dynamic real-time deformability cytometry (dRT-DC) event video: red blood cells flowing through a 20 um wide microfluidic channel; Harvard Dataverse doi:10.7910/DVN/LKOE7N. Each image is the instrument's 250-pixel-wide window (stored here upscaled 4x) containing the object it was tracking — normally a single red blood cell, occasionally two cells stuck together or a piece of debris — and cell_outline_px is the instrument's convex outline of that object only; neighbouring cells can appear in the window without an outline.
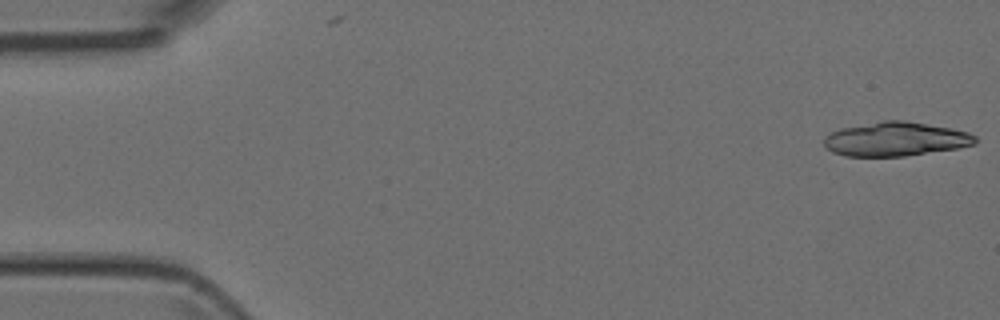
{"species": "Egyptian fruit bat (a non-hibernating species)", "species_latin": "Rousettus aegyptiacus", "temperature_condition": "room temperature", "stored_images_in_passage": 5, "camera_frame_rate_fps": 3000, "um_per_image_px": 0.085, "animal": {"sex": "female"}, "frame": {"image": 1, "passage_image": 1, "time_ms": 0.0, "image_size_px": [1000, 320], "cell_outline_px": [[976, 144], [956, 148], [904, 156], [844, 156], [832, 152], [824, 144], [824, 136], [840, 128], [884, 120], [904, 120], [952, 128], [968, 132], [976, 136]], "centroid_in_image_um": [76.12, 11.82], "position_along_channel_um": 8.9, "area_um2": 29.94}}